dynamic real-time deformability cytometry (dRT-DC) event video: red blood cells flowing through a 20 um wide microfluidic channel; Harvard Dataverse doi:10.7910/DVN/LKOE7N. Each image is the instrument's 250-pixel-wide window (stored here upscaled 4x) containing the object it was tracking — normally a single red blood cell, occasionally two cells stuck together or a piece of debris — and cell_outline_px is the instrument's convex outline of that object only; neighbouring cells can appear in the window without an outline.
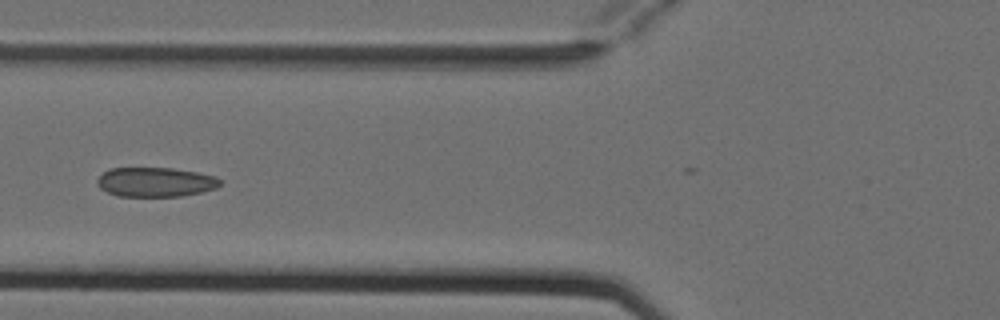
{"species": "Egyptian fruit bat (a non-hibernating species)", "species_latin": "Rousettus aegyptiacus", "temperature_condition": "cold", "stored_images_in_passage": 6, "camera_frame_rate_fps": 3000, "um_per_image_px": 0.085, "animal": {"sex": "female"}, "frame": {"image": 1, "passage_image": 5, "time_ms": 1.333, "image_size_px": [1000, 320], "cell_outline_px": [[220, 184], [216, 188], [200, 192], [180, 196], [116, 196], [100, 188], [96, 184], [96, 180], [108, 168], [172, 168], [196, 172], [216, 176], [220, 180]], "centroid_in_image_um": [13.18, 15.47], "position_along_channel_um": 112.6, "area_um2": 21.04}}
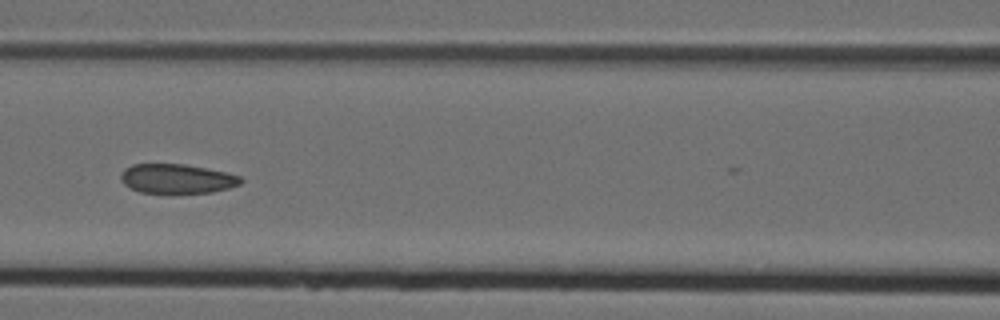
{"frame": {"image": 2, "passage_image": 6, "time_ms": 1.667, "image_size_px": [1000, 320], "cell_outline_px": [[244, 180], [240, 184], [228, 188], [212, 192], [140, 192], [124, 184], [120, 180], [120, 176], [124, 168], [132, 164], [184, 164], [228, 172], [240, 176]], "centroid_in_image_um": [15.05, 15.17], "position_along_channel_um": 151.6, "area_um2": 20.4}}